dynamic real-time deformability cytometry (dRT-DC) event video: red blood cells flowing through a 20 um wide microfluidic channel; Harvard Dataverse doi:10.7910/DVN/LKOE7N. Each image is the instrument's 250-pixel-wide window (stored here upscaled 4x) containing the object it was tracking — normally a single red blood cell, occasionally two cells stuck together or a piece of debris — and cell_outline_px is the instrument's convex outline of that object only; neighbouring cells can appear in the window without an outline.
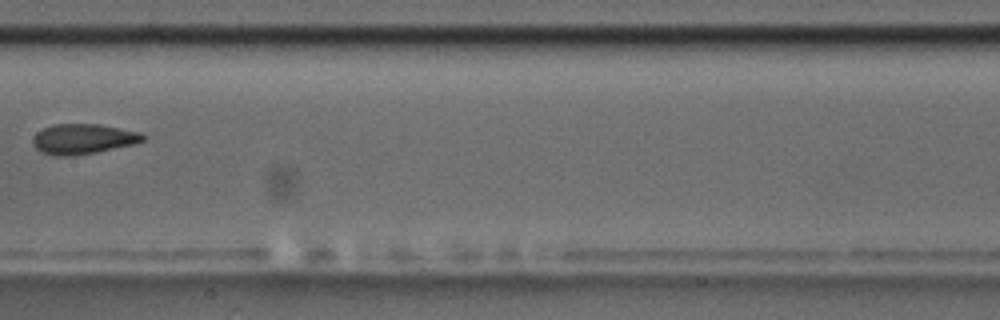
{"species": "common noctule bat (a hibernating species)", "species_latin": "Nyctalus noctula", "temperature_condition": "room temperature", "stored_images_in_passage": 10, "camera_frame_rate_fps": 3000, "um_per_image_px": 0.085, "animal": {"sex": "male", "body_mass_g": 17.5, "forearm_length_mm": 52.3}, "frame": {"image": 1, "passage_image": 7, "time_ms": 7.333, "image_size_px": [1000, 320], "cell_outline_px": [[148, 136], [144, 140], [136, 144], [96, 152], [72, 156], [56, 156], [40, 152], [32, 144], [32, 140], [36, 132], [52, 124], [100, 124], [140, 132]], "centroid_in_image_um": [7.07, 11.81], "position_along_channel_um": 200.3, "area_um2": 19.59}}
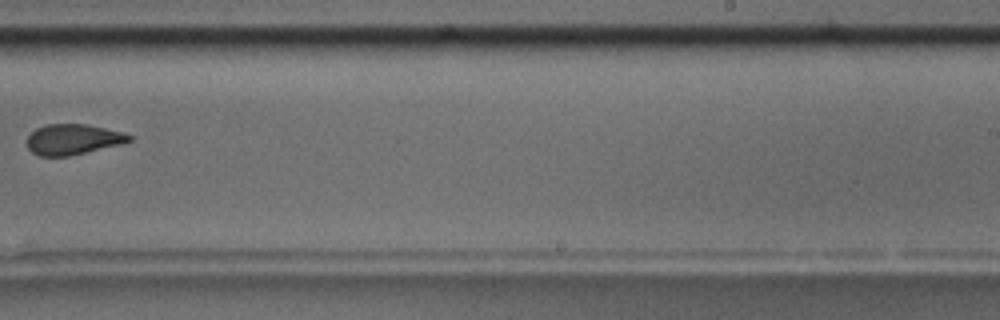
{"frame": {"image": 2, "passage_image": 9, "time_ms": 9.667, "image_size_px": [1000, 320], "cell_outline_px": [[132, 140], [120, 144], [68, 156], [40, 156], [32, 152], [28, 148], [28, 136], [36, 128], [48, 124], [88, 124], [120, 132], [132, 136]], "centroid_in_image_um": [6.18, 11.84], "position_along_channel_um": 282.8, "area_um2": 17.86}}